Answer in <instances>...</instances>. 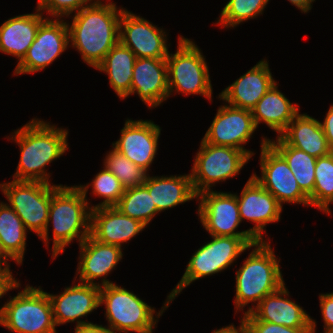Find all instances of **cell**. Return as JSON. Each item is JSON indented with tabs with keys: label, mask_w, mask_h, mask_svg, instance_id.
Instances as JSON below:
<instances>
[{
	"label": "cell",
	"mask_w": 333,
	"mask_h": 333,
	"mask_svg": "<svg viewBox=\"0 0 333 333\" xmlns=\"http://www.w3.org/2000/svg\"><path fill=\"white\" fill-rule=\"evenodd\" d=\"M241 222L244 219L255 225L248 230L258 241L264 239L266 225L279 222L283 207L277 199L263 188L251 175L241 194H236Z\"/></svg>",
	"instance_id": "2e32d148"
},
{
	"label": "cell",
	"mask_w": 333,
	"mask_h": 333,
	"mask_svg": "<svg viewBox=\"0 0 333 333\" xmlns=\"http://www.w3.org/2000/svg\"><path fill=\"white\" fill-rule=\"evenodd\" d=\"M314 175V190L309 197L310 207L332 215L329 204L333 203V158L330 154L317 158Z\"/></svg>",
	"instance_id": "1f68e13d"
},
{
	"label": "cell",
	"mask_w": 333,
	"mask_h": 333,
	"mask_svg": "<svg viewBox=\"0 0 333 333\" xmlns=\"http://www.w3.org/2000/svg\"><path fill=\"white\" fill-rule=\"evenodd\" d=\"M251 333H311V328H290L258 320L251 312L243 314Z\"/></svg>",
	"instance_id": "8d00e7d4"
},
{
	"label": "cell",
	"mask_w": 333,
	"mask_h": 333,
	"mask_svg": "<svg viewBox=\"0 0 333 333\" xmlns=\"http://www.w3.org/2000/svg\"><path fill=\"white\" fill-rule=\"evenodd\" d=\"M277 85L278 82L266 92L251 112L256 128L263 122L280 136L300 113V108L297 103L290 102Z\"/></svg>",
	"instance_id": "d4e9b609"
},
{
	"label": "cell",
	"mask_w": 333,
	"mask_h": 333,
	"mask_svg": "<svg viewBox=\"0 0 333 333\" xmlns=\"http://www.w3.org/2000/svg\"><path fill=\"white\" fill-rule=\"evenodd\" d=\"M269 0H229L223 7L216 25L234 28L262 15Z\"/></svg>",
	"instance_id": "836d02e7"
},
{
	"label": "cell",
	"mask_w": 333,
	"mask_h": 333,
	"mask_svg": "<svg viewBox=\"0 0 333 333\" xmlns=\"http://www.w3.org/2000/svg\"><path fill=\"white\" fill-rule=\"evenodd\" d=\"M261 140V177L253 173L255 180L270 192L283 207V204L310 206L309 198L301 191L285 158L268 142Z\"/></svg>",
	"instance_id": "7c38bea8"
},
{
	"label": "cell",
	"mask_w": 333,
	"mask_h": 333,
	"mask_svg": "<svg viewBox=\"0 0 333 333\" xmlns=\"http://www.w3.org/2000/svg\"><path fill=\"white\" fill-rule=\"evenodd\" d=\"M88 199L77 186L51 185L48 223L39 237L49 247V226L53 228L52 259L63 253L73 240L79 244L90 235L91 210Z\"/></svg>",
	"instance_id": "3957f363"
},
{
	"label": "cell",
	"mask_w": 333,
	"mask_h": 333,
	"mask_svg": "<svg viewBox=\"0 0 333 333\" xmlns=\"http://www.w3.org/2000/svg\"><path fill=\"white\" fill-rule=\"evenodd\" d=\"M319 303L324 321V333L333 331V292L319 294Z\"/></svg>",
	"instance_id": "74e56055"
},
{
	"label": "cell",
	"mask_w": 333,
	"mask_h": 333,
	"mask_svg": "<svg viewBox=\"0 0 333 333\" xmlns=\"http://www.w3.org/2000/svg\"><path fill=\"white\" fill-rule=\"evenodd\" d=\"M210 236L212 240L193 253L182 278L168 294L171 301H174L192 282L221 273L231 266L242 253L253 248V245L249 246L241 237Z\"/></svg>",
	"instance_id": "ba28073f"
},
{
	"label": "cell",
	"mask_w": 333,
	"mask_h": 333,
	"mask_svg": "<svg viewBox=\"0 0 333 333\" xmlns=\"http://www.w3.org/2000/svg\"><path fill=\"white\" fill-rule=\"evenodd\" d=\"M143 185L148 189L159 213L190 200H197L190 173L179 176L163 175L157 177H150V174H148Z\"/></svg>",
	"instance_id": "4316f807"
},
{
	"label": "cell",
	"mask_w": 333,
	"mask_h": 333,
	"mask_svg": "<svg viewBox=\"0 0 333 333\" xmlns=\"http://www.w3.org/2000/svg\"><path fill=\"white\" fill-rule=\"evenodd\" d=\"M21 283L13 277V273H0V298L4 297L10 290L18 289ZM2 307H0L1 311Z\"/></svg>",
	"instance_id": "f35d334b"
},
{
	"label": "cell",
	"mask_w": 333,
	"mask_h": 333,
	"mask_svg": "<svg viewBox=\"0 0 333 333\" xmlns=\"http://www.w3.org/2000/svg\"><path fill=\"white\" fill-rule=\"evenodd\" d=\"M96 0H38L36 8L42 13H48L52 18H69L72 13H77L85 6Z\"/></svg>",
	"instance_id": "d590c367"
},
{
	"label": "cell",
	"mask_w": 333,
	"mask_h": 333,
	"mask_svg": "<svg viewBox=\"0 0 333 333\" xmlns=\"http://www.w3.org/2000/svg\"><path fill=\"white\" fill-rule=\"evenodd\" d=\"M68 133L50 122L33 118L8 136L20 147V160L12 175L17 181H38L50 184L46 166L59 159L68 149Z\"/></svg>",
	"instance_id": "7a4b0ae2"
},
{
	"label": "cell",
	"mask_w": 333,
	"mask_h": 333,
	"mask_svg": "<svg viewBox=\"0 0 333 333\" xmlns=\"http://www.w3.org/2000/svg\"><path fill=\"white\" fill-rule=\"evenodd\" d=\"M280 137L292 147L300 149L315 158L326 156L330 147L320 121L307 113H299Z\"/></svg>",
	"instance_id": "484cf974"
},
{
	"label": "cell",
	"mask_w": 333,
	"mask_h": 333,
	"mask_svg": "<svg viewBox=\"0 0 333 333\" xmlns=\"http://www.w3.org/2000/svg\"><path fill=\"white\" fill-rule=\"evenodd\" d=\"M120 138L112 148L149 173L158 150L161 128L151 120H125Z\"/></svg>",
	"instance_id": "e0dca14e"
},
{
	"label": "cell",
	"mask_w": 333,
	"mask_h": 333,
	"mask_svg": "<svg viewBox=\"0 0 333 333\" xmlns=\"http://www.w3.org/2000/svg\"><path fill=\"white\" fill-rule=\"evenodd\" d=\"M292 5L296 6L302 13H308L312 9L315 0H288Z\"/></svg>",
	"instance_id": "7bdbcfd3"
},
{
	"label": "cell",
	"mask_w": 333,
	"mask_h": 333,
	"mask_svg": "<svg viewBox=\"0 0 333 333\" xmlns=\"http://www.w3.org/2000/svg\"><path fill=\"white\" fill-rule=\"evenodd\" d=\"M237 327L232 323L231 325L229 324L220 329L213 330L212 333H251V330L243 317L241 318V323Z\"/></svg>",
	"instance_id": "b9f144b4"
},
{
	"label": "cell",
	"mask_w": 333,
	"mask_h": 333,
	"mask_svg": "<svg viewBox=\"0 0 333 333\" xmlns=\"http://www.w3.org/2000/svg\"><path fill=\"white\" fill-rule=\"evenodd\" d=\"M147 226L122 214L115 206L91 210L90 235L106 244L123 247Z\"/></svg>",
	"instance_id": "603a6c76"
},
{
	"label": "cell",
	"mask_w": 333,
	"mask_h": 333,
	"mask_svg": "<svg viewBox=\"0 0 333 333\" xmlns=\"http://www.w3.org/2000/svg\"><path fill=\"white\" fill-rule=\"evenodd\" d=\"M93 178L94 179H92L90 184L76 185L85 197H87L88 189L92 187L91 193H93L94 196L104 198L102 202L93 206V209L98 207L115 206L121 199L126 189L119 179L105 167H103V169Z\"/></svg>",
	"instance_id": "d6a6232c"
},
{
	"label": "cell",
	"mask_w": 333,
	"mask_h": 333,
	"mask_svg": "<svg viewBox=\"0 0 333 333\" xmlns=\"http://www.w3.org/2000/svg\"><path fill=\"white\" fill-rule=\"evenodd\" d=\"M47 18L50 17H45L36 8L35 13L17 15L4 21L0 26V52L17 57L19 64L34 42L39 26Z\"/></svg>",
	"instance_id": "cb8c5ba5"
},
{
	"label": "cell",
	"mask_w": 333,
	"mask_h": 333,
	"mask_svg": "<svg viewBox=\"0 0 333 333\" xmlns=\"http://www.w3.org/2000/svg\"><path fill=\"white\" fill-rule=\"evenodd\" d=\"M198 219L212 236L241 237L249 246L258 242L250 231H235L241 224L236 193L204 191L197 195Z\"/></svg>",
	"instance_id": "8fae6325"
},
{
	"label": "cell",
	"mask_w": 333,
	"mask_h": 333,
	"mask_svg": "<svg viewBox=\"0 0 333 333\" xmlns=\"http://www.w3.org/2000/svg\"><path fill=\"white\" fill-rule=\"evenodd\" d=\"M9 260L8 256L0 248V273H12Z\"/></svg>",
	"instance_id": "ee69618b"
},
{
	"label": "cell",
	"mask_w": 333,
	"mask_h": 333,
	"mask_svg": "<svg viewBox=\"0 0 333 333\" xmlns=\"http://www.w3.org/2000/svg\"><path fill=\"white\" fill-rule=\"evenodd\" d=\"M285 284L277 291L266 295L251 313L260 321L290 328H311L316 333V321L295 301L288 298Z\"/></svg>",
	"instance_id": "44dd1931"
},
{
	"label": "cell",
	"mask_w": 333,
	"mask_h": 333,
	"mask_svg": "<svg viewBox=\"0 0 333 333\" xmlns=\"http://www.w3.org/2000/svg\"><path fill=\"white\" fill-rule=\"evenodd\" d=\"M79 262L76 269V280L79 275L81 283L96 285L99 287L113 284L106 277L117 267L123 259L121 247L102 243L89 235L79 244ZM101 284L96 282L101 279Z\"/></svg>",
	"instance_id": "ac0fdd59"
},
{
	"label": "cell",
	"mask_w": 333,
	"mask_h": 333,
	"mask_svg": "<svg viewBox=\"0 0 333 333\" xmlns=\"http://www.w3.org/2000/svg\"><path fill=\"white\" fill-rule=\"evenodd\" d=\"M103 160L104 167L114 174L125 188L141 186L145 183L148 172L114 148Z\"/></svg>",
	"instance_id": "e575fe53"
},
{
	"label": "cell",
	"mask_w": 333,
	"mask_h": 333,
	"mask_svg": "<svg viewBox=\"0 0 333 333\" xmlns=\"http://www.w3.org/2000/svg\"><path fill=\"white\" fill-rule=\"evenodd\" d=\"M268 142L285 158L299 188L309 198L314 190L317 158L289 146L280 136H277L276 140L269 139Z\"/></svg>",
	"instance_id": "f546056e"
},
{
	"label": "cell",
	"mask_w": 333,
	"mask_h": 333,
	"mask_svg": "<svg viewBox=\"0 0 333 333\" xmlns=\"http://www.w3.org/2000/svg\"><path fill=\"white\" fill-rule=\"evenodd\" d=\"M64 289L59 295L48 292L56 326L75 321L76 326L92 323L81 318L99 308L100 287L79 282Z\"/></svg>",
	"instance_id": "d6986e66"
},
{
	"label": "cell",
	"mask_w": 333,
	"mask_h": 333,
	"mask_svg": "<svg viewBox=\"0 0 333 333\" xmlns=\"http://www.w3.org/2000/svg\"><path fill=\"white\" fill-rule=\"evenodd\" d=\"M134 94L150 109L169 98L166 59H136L131 84V95Z\"/></svg>",
	"instance_id": "7402d4cb"
},
{
	"label": "cell",
	"mask_w": 333,
	"mask_h": 333,
	"mask_svg": "<svg viewBox=\"0 0 333 333\" xmlns=\"http://www.w3.org/2000/svg\"><path fill=\"white\" fill-rule=\"evenodd\" d=\"M115 207L122 214L137 219L146 226L159 213L152 196L144 185L126 188Z\"/></svg>",
	"instance_id": "4dcf8cb0"
},
{
	"label": "cell",
	"mask_w": 333,
	"mask_h": 333,
	"mask_svg": "<svg viewBox=\"0 0 333 333\" xmlns=\"http://www.w3.org/2000/svg\"><path fill=\"white\" fill-rule=\"evenodd\" d=\"M69 30L65 20L47 18L23 60L16 65L14 75L39 72L52 64L69 47Z\"/></svg>",
	"instance_id": "4fadbf2b"
},
{
	"label": "cell",
	"mask_w": 333,
	"mask_h": 333,
	"mask_svg": "<svg viewBox=\"0 0 333 333\" xmlns=\"http://www.w3.org/2000/svg\"><path fill=\"white\" fill-rule=\"evenodd\" d=\"M329 147L333 145V104L329 107L323 122H320Z\"/></svg>",
	"instance_id": "ab89813d"
},
{
	"label": "cell",
	"mask_w": 333,
	"mask_h": 333,
	"mask_svg": "<svg viewBox=\"0 0 333 333\" xmlns=\"http://www.w3.org/2000/svg\"><path fill=\"white\" fill-rule=\"evenodd\" d=\"M0 190L26 229L40 237L48 223L51 183L12 180L1 183Z\"/></svg>",
	"instance_id": "30bf717a"
},
{
	"label": "cell",
	"mask_w": 333,
	"mask_h": 333,
	"mask_svg": "<svg viewBox=\"0 0 333 333\" xmlns=\"http://www.w3.org/2000/svg\"><path fill=\"white\" fill-rule=\"evenodd\" d=\"M0 311V326L16 333H58L48 293L26 285Z\"/></svg>",
	"instance_id": "8992f818"
},
{
	"label": "cell",
	"mask_w": 333,
	"mask_h": 333,
	"mask_svg": "<svg viewBox=\"0 0 333 333\" xmlns=\"http://www.w3.org/2000/svg\"><path fill=\"white\" fill-rule=\"evenodd\" d=\"M28 230L6 202H0V248L17 265L23 264Z\"/></svg>",
	"instance_id": "f1b7e54d"
},
{
	"label": "cell",
	"mask_w": 333,
	"mask_h": 333,
	"mask_svg": "<svg viewBox=\"0 0 333 333\" xmlns=\"http://www.w3.org/2000/svg\"><path fill=\"white\" fill-rule=\"evenodd\" d=\"M201 49L191 39L178 36L177 50L166 58L169 97L175 92L201 95L212 102V84Z\"/></svg>",
	"instance_id": "52a82bcc"
},
{
	"label": "cell",
	"mask_w": 333,
	"mask_h": 333,
	"mask_svg": "<svg viewBox=\"0 0 333 333\" xmlns=\"http://www.w3.org/2000/svg\"><path fill=\"white\" fill-rule=\"evenodd\" d=\"M168 34L144 17L124 9L119 24V42L137 58L166 59Z\"/></svg>",
	"instance_id": "5bb4252c"
},
{
	"label": "cell",
	"mask_w": 333,
	"mask_h": 333,
	"mask_svg": "<svg viewBox=\"0 0 333 333\" xmlns=\"http://www.w3.org/2000/svg\"><path fill=\"white\" fill-rule=\"evenodd\" d=\"M171 302L168 295L164 306L157 312L122 286L113 283L100 287V306L104 303L107 326L117 333H153L158 319Z\"/></svg>",
	"instance_id": "5b68a950"
},
{
	"label": "cell",
	"mask_w": 333,
	"mask_h": 333,
	"mask_svg": "<svg viewBox=\"0 0 333 333\" xmlns=\"http://www.w3.org/2000/svg\"><path fill=\"white\" fill-rule=\"evenodd\" d=\"M256 129L250 110L237 108L225 102V105L218 108L202 139L209 144L237 148L252 158L255 153L245 149L243 145L249 142Z\"/></svg>",
	"instance_id": "9a60e30c"
},
{
	"label": "cell",
	"mask_w": 333,
	"mask_h": 333,
	"mask_svg": "<svg viewBox=\"0 0 333 333\" xmlns=\"http://www.w3.org/2000/svg\"><path fill=\"white\" fill-rule=\"evenodd\" d=\"M331 156H332V158H333V145L330 147V153H329Z\"/></svg>",
	"instance_id": "f6af8a7d"
},
{
	"label": "cell",
	"mask_w": 333,
	"mask_h": 333,
	"mask_svg": "<svg viewBox=\"0 0 333 333\" xmlns=\"http://www.w3.org/2000/svg\"><path fill=\"white\" fill-rule=\"evenodd\" d=\"M75 333H117L114 330H112L108 326H103L102 324H94V323H88V324H81L78 326H75Z\"/></svg>",
	"instance_id": "60d3db41"
},
{
	"label": "cell",
	"mask_w": 333,
	"mask_h": 333,
	"mask_svg": "<svg viewBox=\"0 0 333 333\" xmlns=\"http://www.w3.org/2000/svg\"><path fill=\"white\" fill-rule=\"evenodd\" d=\"M268 62L267 59L257 62L250 70L219 93L218 99L231 106L251 111L277 82L272 77Z\"/></svg>",
	"instance_id": "ffe728a7"
},
{
	"label": "cell",
	"mask_w": 333,
	"mask_h": 333,
	"mask_svg": "<svg viewBox=\"0 0 333 333\" xmlns=\"http://www.w3.org/2000/svg\"><path fill=\"white\" fill-rule=\"evenodd\" d=\"M124 9L117 8L111 1L96 0L74 13L71 23L66 22L69 45L79 51L88 66L96 68L119 42V24Z\"/></svg>",
	"instance_id": "6da1fadb"
},
{
	"label": "cell",
	"mask_w": 333,
	"mask_h": 333,
	"mask_svg": "<svg viewBox=\"0 0 333 333\" xmlns=\"http://www.w3.org/2000/svg\"><path fill=\"white\" fill-rule=\"evenodd\" d=\"M236 271L235 312L242 311L252 302L243 314L250 313L268 294L277 291L285 281L280 268V258L274 254L269 241H258ZM254 302V303H253ZM256 303V304H255Z\"/></svg>",
	"instance_id": "277c9868"
},
{
	"label": "cell",
	"mask_w": 333,
	"mask_h": 333,
	"mask_svg": "<svg viewBox=\"0 0 333 333\" xmlns=\"http://www.w3.org/2000/svg\"><path fill=\"white\" fill-rule=\"evenodd\" d=\"M137 57L126 46L118 42L95 68L109 76L110 87L120 99L131 95L134 64Z\"/></svg>",
	"instance_id": "83f0119b"
},
{
	"label": "cell",
	"mask_w": 333,
	"mask_h": 333,
	"mask_svg": "<svg viewBox=\"0 0 333 333\" xmlns=\"http://www.w3.org/2000/svg\"><path fill=\"white\" fill-rule=\"evenodd\" d=\"M249 159L242 150L209 144L202 139L190 173L195 194L212 190L216 183L235 177Z\"/></svg>",
	"instance_id": "9c48e42d"
}]
</instances>
